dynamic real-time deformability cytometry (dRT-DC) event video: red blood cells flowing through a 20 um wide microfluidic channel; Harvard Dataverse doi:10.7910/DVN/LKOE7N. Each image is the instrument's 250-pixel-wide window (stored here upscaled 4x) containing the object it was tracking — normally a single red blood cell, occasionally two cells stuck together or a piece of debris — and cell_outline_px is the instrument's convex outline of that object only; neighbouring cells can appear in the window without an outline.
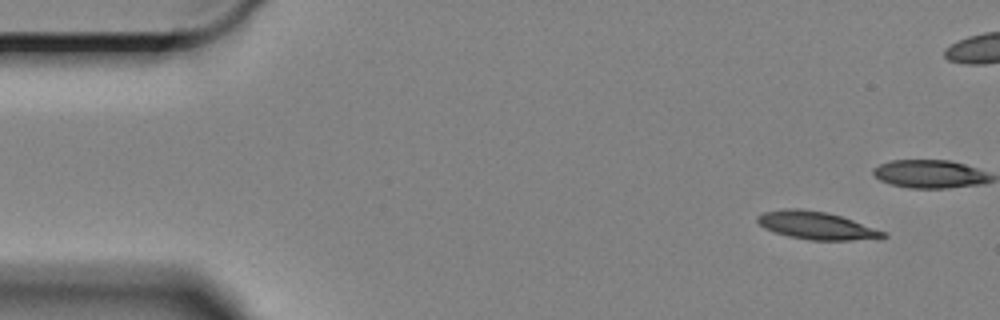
{"species": "Egyptian fruit bat (a non-hibernating species)", "species_latin": "Rousettus aegyptiacus", "temperature_condition": "cold", "stored_images_in_passage": 57, "camera_frame_rate_fps": 3000, "um_per_image_px": 0.085, "animal": {"sex": "female"}, "frame": {"image": 1, "passage_image": 1, "time_ms": 0.0, "image_size_px": [1000, 320], "cell_outline_px": [[888, 236], [848, 240], [808, 240], [788, 236], [764, 228], [756, 220], [756, 216], [764, 212], [784, 208], [800, 208], [828, 212], [852, 220], [884, 232]], "centroid_in_image_um": [69.3, 19.14], "position_along_channel_um": 15.7, "area_um2": 20.0}}
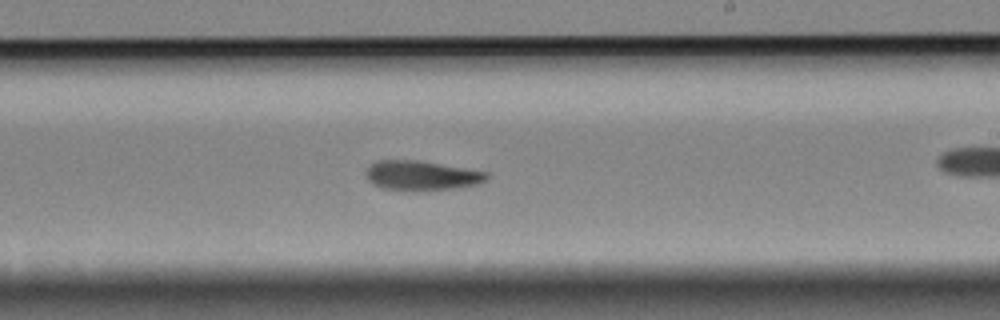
{"frame": {"image": 2, "passage_image": 31, "time_ms": 10.0, "image_size_px": [1000, 320], "cell_outline_px": [[492, 176], [488, 180], [476, 184], [452, 188], [384, 188], [372, 184], [368, 180], [364, 172], [376, 160], [416, 160], [488, 172]], "centroid_in_image_um": [35.85, 14.87], "position_along_channel_um": 253.2, "area_um2": 20.0}}
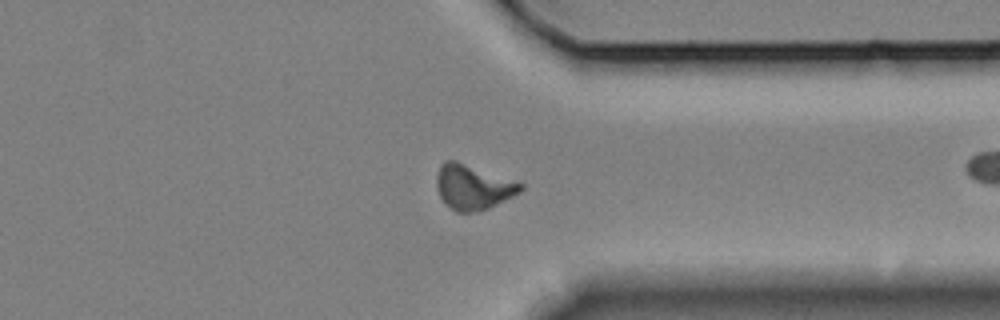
{"frame": {"image": 3, "passage_image": 42, "time_ms": 13.667, "image_size_px": [1000, 320], "cell_outline_px": [[524, 188], [520, 192], [488, 208], [472, 212], [456, 212], [444, 204], [436, 188], [436, 176], [440, 164], [444, 160], [456, 160], [524, 184]], "centroid_in_image_um": [40.15, 15.89], "position_along_channel_um": 371.2, "area_um2": 21.91}, "authors_computed_cell_mechanics": {"area_um2": 20.808, "velocity_mm_per_s": 3.2861, "shape_relaxation_time_tau1_ms": 9.7108, "shape_relaxation_time_tau2_ms": null, "deformation_change_tau1": 0.2243, "deformation_change_tau2": null}}